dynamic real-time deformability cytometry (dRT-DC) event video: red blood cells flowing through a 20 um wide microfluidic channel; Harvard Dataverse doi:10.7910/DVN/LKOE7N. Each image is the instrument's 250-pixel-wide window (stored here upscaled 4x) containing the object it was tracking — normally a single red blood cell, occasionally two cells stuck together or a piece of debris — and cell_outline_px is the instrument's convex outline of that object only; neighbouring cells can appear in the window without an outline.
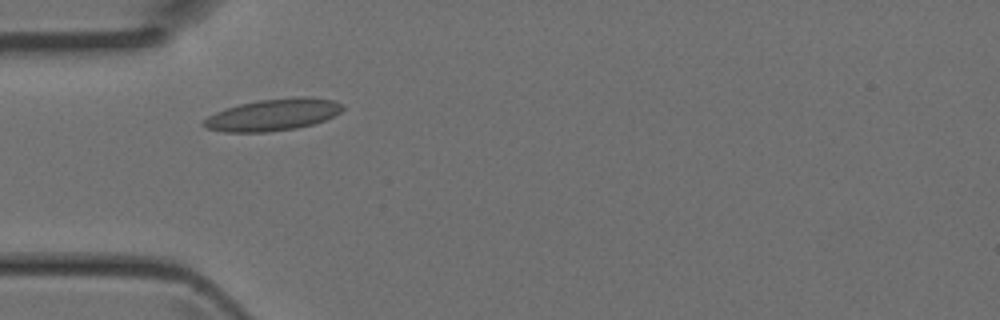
{"species": "Egyptian fruit bat (a non-hibernating species)", "species_latin": "Rousettus aegyptiacus", "temperature_condition": "room temperature", "stored_images_in_passage": 3, "camera_frame_rate_fps": 3000, "um_per_image_px": 0.085, "animal": {"sex": "female"}, "frame": {"image": 1, "passage_image": 2, "time_ms": 0.333, "image_size_px": [1000, 320], "cell_outline_px": [[344, 108], [340, 112], [324, 120], [312, 124], [296, 128], [268, 132], [224, 132], [204, 128], [200, 124], [208, 116], [224, 108], [240, 104], [260, 100], [300, 96], [312, 96], [332, 100], [344, 104]], "centroid_in_image_um": [23.18, 9.75], "position_along_channel_um": 61.8, "area_um2": 25.89}}
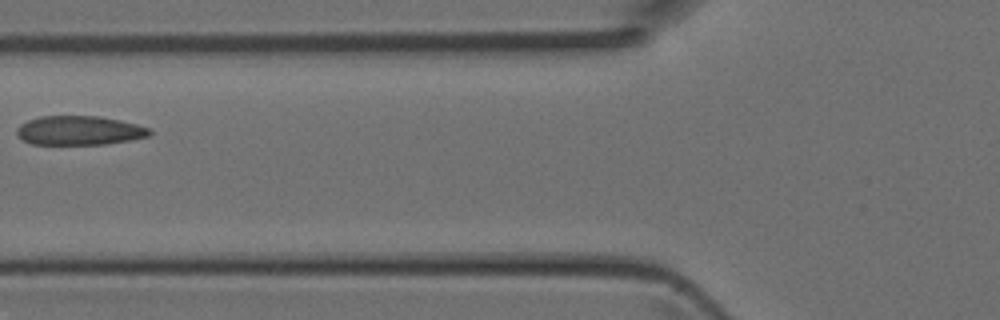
{"frame": {"image": 2, "passage_image": 3, "time_ms": 0.667, "image_size_px": [1000, 320], "cell_outline_px": [[152, 136], [132, 140], [104, 144], [32, 144], [24, 140], [16, 132], [20, 124], [28, 120], [40, 116], [100, 116], [120, 120], [136, 124], [148, 128], [152, 132]], "centroid_in_image_um": [6.78, 11.09], "position_along_channel_um": 119.0, "area_um2": 22.54}}